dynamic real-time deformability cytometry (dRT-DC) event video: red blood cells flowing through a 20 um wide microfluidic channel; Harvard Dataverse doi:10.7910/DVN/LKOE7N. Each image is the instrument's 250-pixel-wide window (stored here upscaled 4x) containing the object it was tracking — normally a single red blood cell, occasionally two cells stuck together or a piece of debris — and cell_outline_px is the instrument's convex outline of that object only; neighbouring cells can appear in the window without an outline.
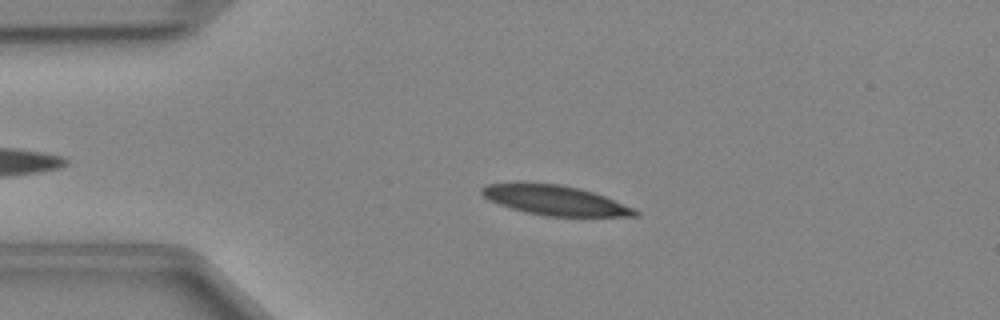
{"species": "Egyptian fruit bat (a non-hibernating species)", "species_latin": "Rousettus aegyptiacus", "temperature_condition": "cold", "stored_images_in_passage": 39, "camera_frame_rate_fps": 3000, "um_per_image_px": 0.085, "animal": {"sex": "female"}, "frame": {"image": 1, "passage_image": 6, "time_ms": 1.667, "image_size_px": [1000, 320], "cell_outline_px": [[640, 216], [548, 216], [528, 212], [512, 208], [488, 200], [480, 192], [480, 188], [488, 184], [560, 184], [580, 188], [604, 196], [636, 208], [640, 212]], "centroid_in_image_um": [47.25, 17.04], "position_along_channel_um": 37.7, "area_um2": 26.07}}
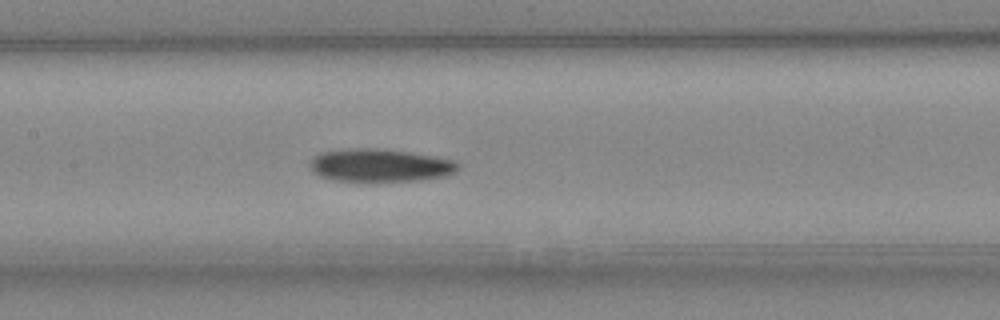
{"frame": {"image": 2, "passage_image": 18, "time_ms": 5.667, "image_size_px": [1000, 320], "cell_outline_px": [[460, 168], [456, 172], [444, 176], [420, 180], [336, 180], [320, 176], [312, 172], [308, 168], [308, 164], [320, 152], [356, 148], [376, 148], [408, 152], [456, 160], [460, 164]], "centroid_in_image_um": [32.32, 14.04], "position_along_channel_um": 175.1, "area_um2": 28.09}}
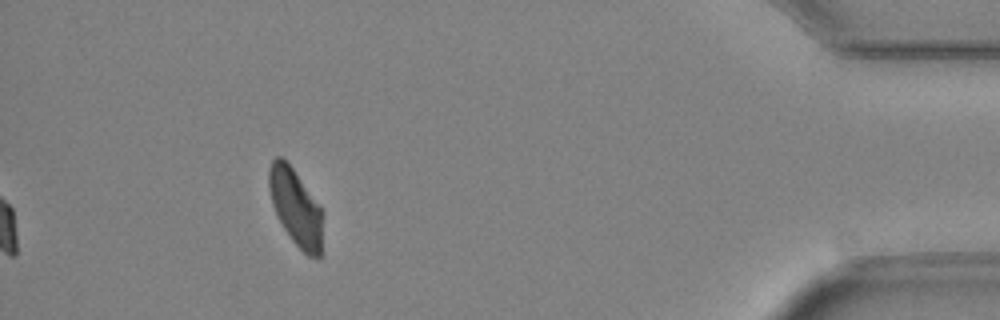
{"frame": {"image": 3, "passage_image": 39, "time_ms": 12.667, "image_size_px": [1000, 320], "cell_outline_px": [[320, 256], [308, 256], [292, 240], [284, 228], [272, 204], [268, 188], [268, 168], [272, 160], [276, 156], [280, 156], [292, 168], [320, 204]], "centroid_in_image_um": [25.08, 17.55], "position_along_channel_um": 410.1, "area_um2": 23.29}}